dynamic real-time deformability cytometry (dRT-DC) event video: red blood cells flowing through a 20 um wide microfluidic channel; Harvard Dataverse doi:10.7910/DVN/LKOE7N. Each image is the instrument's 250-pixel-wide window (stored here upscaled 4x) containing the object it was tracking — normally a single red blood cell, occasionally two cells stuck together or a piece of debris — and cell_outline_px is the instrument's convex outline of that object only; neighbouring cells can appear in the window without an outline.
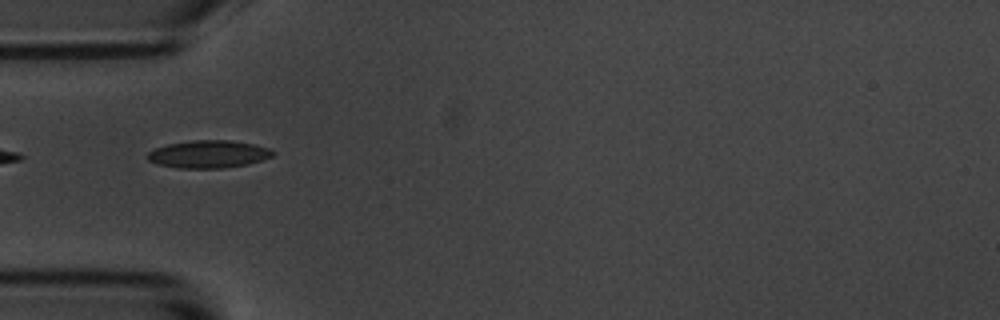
{"species": "common noctule bat (a hibernating species)", "species_latin": "Nyctalus noctula", "temperature_condition": "room temperature", "stored_images_in_passage": 4, "camera_frame_rate_fps": 3000, "um_per_image_px": 0.085, "animal": {"sex": "male", "body_mass_g": 20.1, "forearm_length_mm": 53.5}, "frame": {"image": 1, "passage_image": 3, "time_ms": 2.333, "image_size_px": [1000, 320], "cell_outline_px": [[276, 152], [272, 156], [248, 164], [220, 168], [176, 168], [156, 164], [148, 160], [148, 152], [156, 148], [168, 144], [192, 140], [232, 140], [252, 144], [268, 148]], "centroid_in_image_um": [17.7, 13.1], "position_along_channel_um": 67.3, "area_um2": 20.06}}